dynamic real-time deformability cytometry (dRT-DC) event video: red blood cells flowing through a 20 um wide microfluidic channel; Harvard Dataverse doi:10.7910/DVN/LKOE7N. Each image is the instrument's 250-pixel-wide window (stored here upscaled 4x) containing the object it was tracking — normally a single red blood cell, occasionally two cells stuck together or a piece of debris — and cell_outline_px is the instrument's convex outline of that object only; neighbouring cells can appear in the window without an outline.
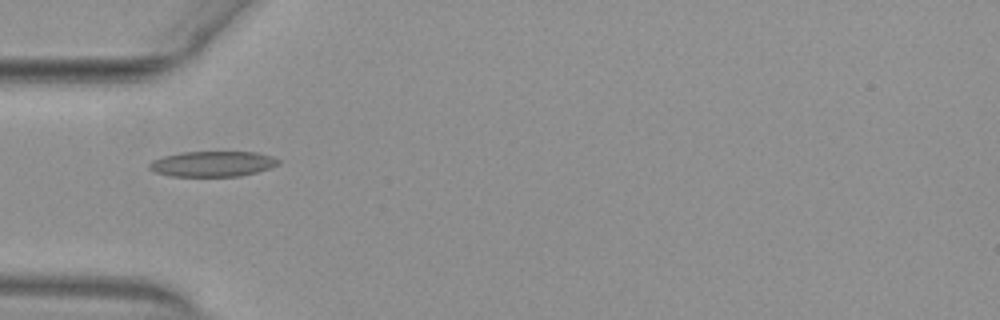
{"species": "common noctule bat (a hibernating species)", "species_latin": "Nyctalus noctula", "temperature_condition": "warm", "stored_images_in_passage": 3, "camera_frame_rate_fps": 3000, "um_per_image_px": 0.085, "animal": {"sex": "female", "body_mass_g": 29.2, "forearm_length_mm": 56.3}, "frame": {"image": 1, "passage_image": 1, "time_ms": 0.0, "image_size_px": [1000, 320], "cell_outline_px": [[280, 164], [256, 172], [240, 176], [172, 176], [156, 172], [148, 168], [148, 164], [152, 160], [164, 156], [180, 152], [256, 152], [272, 156], [280, 160]], "centroid_in_image_um": [18.07, 13.92], "position_along_channel_um": 66.9, "area_um2": 19.07}}